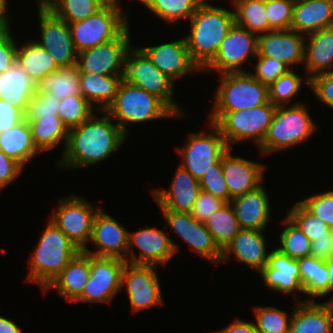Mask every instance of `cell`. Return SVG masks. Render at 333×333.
<instances>
[{
    "instance_id": "cell-56",
    "label": "cell",
    "mask_w": 333,
    "mask_h": 333,
    "mask_svg": "<svg viewBox=\"0 0 333 333\" xmlns=\"http://www.w3.org/2000/svg\"><path fill=\"white\" fill-rule=\"evenodd\" d=\"M25 119V114L8 101L0 99V133L16 126Z\"/></svg>"
},
{
    "instance_id": "cell-28",
    "label": "cell",
    "mask_w": 333,
    "mask_h": 333,
    "mask_svg": "<svg viewBox=\"0 0 333 333\" xmlns=\"http://www.w3.org/2000/svg\"><path fill=\"white\" fill-rule=\"evenodd\" d=\"M333 26V2L326 0H295L290 29L309 35Z\"/></svg>"
},
{
    "instance_id": "cell-60",
    "label": "cell",
    "mask_w": 333,
    "mask_h": 333,
    "mask_svg": "<svg viewBox=\"0 0 333 333\" xmlns=\"http://www.w3.org/2000/svg\"><path fill=\"white\" fill-rule=\"evenodd\" d=\"M8 0H0V30L10 28V15H9V6Z\"/></svg>"
},
{
    "instance_id": "cell-8",
    "label": "cell",
    "mask_w": 333,
    "mask_h": 333,
    "mask_svg": "<svg viewBox=\"0 0 333 333\" xmlns=\"http://www.w3.org/2000/svg\"><path fill=\"white\" fill-rule=\"evenodd\" d=\"M127 13L120 6L105 4L90 17L69 23L77 53L117 38L129 26Z\"/></svg>"
},
{
    "instance_id": "cell-55",
    "label": "cell",
    "mask_w": 333,
    "mask_h": 333,
    "mask_svg": "<svg viewBox=\"0 0 333 333\" xmlns=\"http://www.w3.org/2000/svg\"><path fill=\"white\" fill-rule=\"evenodd\" d=\"M23 166L0 150V192L18 179Z\"/></svg>"
},
{
    "instance_id": "cell-48",
    "label": "cell",
    "mask_w": 333,
    "mask_h": 333,
    "mask_svg": "<svg viewBox=\"0 0 333 333\" xmlns=\"http://www.w3.org/2000/svg\"><path fill=\"white\" fill-rule=\"evenodd\" d=\"M295 0H265V11L271 30H289Z\"/></svg>"
},
{
    "instance_id": "cell-29",
    "label": "cell",
    "mask_w": 333,
    "mask_h": 333,
    "mask_svg": "<svg viewBox=\"0 0 333 333\" xmlns=\"http://www.w3.org/2000/svg\"><path fill=\"white\" fill-rule=\"evenodd\" d=\"M90 277V254L81 250L43 291L56 289L57 294L74 302L83 292Z\"/></svg>"
},
{
    "instance_id": "cell-7",
    "label": "cell",
    "mask_w": 333,
    "mask_h": 333,
    "mask_svg": "<svg viewBox=\"0 0 333 333\" xmlns=\"http://www.w3.org/2000/svg\"><path fill=\"white\" fill-rule=\"evenodd\" d=\"M218 86L211 112L247 110L269 102L268 85L249 71L222 73Z\"/></svg>"
},
{
    "instance_id": "cell-23",
    "label": "cell",
    "mask_w": 333,
    "mask_h": 333,
    "mask_svg": "<svg viewBox=\"0 0 333 333\" xmlns=\"http://www.w3.org/2000/svg\"><path fill=\"white\" fill-rule=\"evenodd\" d=\"M259 274L264 285L272 292L293 295L297 291L305 295L297 259L282 254L276 248L270 251L267 264Z\"/></svg>"
},
{
    "instance_id": "cell-9",
    "label": "cell",
    "mask_w": 333,
    "mask_h": 333,
    "mask_svg": "<svg viewBox=\"0 0 333 333\" xmlns=\"http://www.w3.org/2000/svg\"><path fill=\"white\" fill-rule=\"evenodd\" d=\"M123 79L159 97L178 117L186 115L174 99V81L163 74L139 47L132 45L128 50Z\"/></svg>"
},
{
    "instance_id": "cell-37",
    "label": "cell",
    "mask_w": 333,
    "mask_h": 333,
    "mask_svg": "<svg viewBox=\"0 0 333 333\" xmlns=\"http://www.w3.org/2000/svg\"><path fill=\"white\" fill-rule=\"evenodd\" d=\"M36 87L38 92L50 93L58 100L71 95H81L79 69L77 66L58 68L45 75Z\"/></svg>"
},
{
    "instance_id": "cell-51",
    "label": "cell",
    "mask_w": 333,
    "mask_h": 333,
    "mask_svg": "<svg viewBox=\"0 0 333 333\" xmlns=\"http://www.w3.org/2000/svg\"><path fill=\"white\" fill-rule=\"evenodd\" d=\"M201 190L229 202V191L222 170V158L199 180Z\"/></svg>"
},
{
    "instance_id": "cell-52",
    "label": "cell",
    "mask_w": 333,
    "mask_h": 333,
    "mask_svg": "<svg viewBox=\"0 0 333 333\" xmlns=\"http://www.w3.org/2000/svg\"><path fill=\"white\" fill-rule=\"evenodd\" d=\"M226 202L211 193L201 190L190 211L198 221L205 223L212 214L220 209Z\"/></svg>"
},
{
    "instance_id": "cell-32",
    "label": "cell",
    "mask_w": 333,
    "mask_h": 333,
    "mask_svg": "<svg viewBox=\"0 0 333 333\" xmlns=\"http://www.w3.org/2000/svg\"><path fill=\"white\" fill-rule=\"evenodd\" d=\"M123 77L124 76L80 73L81 95L96 109V111H106L115 100ZM95 104L96 106H94Z\"/></svg>"
},
{
    "instance_id": "cell-63",
    "label": "cell",
    "mask_w": 333,
    "mask_h": 333,
    "mask_svg": "<svg viewBox=\"0 0 333 333\" xmlns=\"http://www.w3.org/2000/svg\"><path fill=\"white\" fill-rule=\"evenodd\" d=\"M36 1H37L38 5H39V4H45V2H46L47 0H36Z\"/></svg>"
},
{
    "instance_id": "cell-31",
    "label": "cell",
    "mask_w": 333,
    "mask_h": 333,
    "mask_svg": "<svg viewBox=\"0 0 333 333\" xmlns=\"http://www.w3.org/2000/svg\"><path fill=\"white\" fill-rule=\"evenodd\" d=\"M36 90V83L17 62L0 74V99L8 101L24 114Z\"/></svg>"
},
{
    "instance_id": "cell-6",
    "label": "cell",
    "mask_w": 333,
    "mask_h": 333,
    "mask_svg": "<svg viewBox=\"0 0 333 333\" xmlns=\"http://www.w3.org/2000/svg\"><path fill=\"white\" fill-rule=\"evenodd\" d=\"M276 108L277 106L269 101L247 110L212 112L208 121L220 130L229 148L249 140L258 148L266 136Z\"/></svg>"
},
{
    "instance_id": "cell-19",
    "label": "cell",
    "mask_w": 333,
    "mask_h": 333,
    "mask_svg": "<svg viewBox=\"0 0 333 333\" xmlns=\"http://www.w3.org/2000/svg\"><path fill=\"white\" fill-rule=\"evenodd\" d=\"M129 231L123 224L119 223L103 209H99L93 220L92 236L89 243L96 247V250H83L86 253L122 259L127 262Z\"/></svg>"
},
{
    "instance_id": "cell-54",
    "label": "cell",
    "mask_w": 333,
    "mask_h": 333,
    "mask_svg": "<svg viewBox=\"0 0 333 333\" xmlns=\"http://www.w3.org/2000/svg\"><path fill=\"white\" fill-rule=\"evenodd\" d=\"M17 40L10 28L0 30V74L16 63Z\"/></svg>"
},
{
    "instance_id": "cell-35",
    "label": "cell",
    "mask_w": 333,
    "mask_h": 333,
    "mask_svg": "<svg viewBox=\"0 0 333 333\" xmlns=\"http://www.w3.org/2000/svg\"><path fill=\"white\" fill-rule=\"evenodd\" d=\"M297 262L305 296H309L306 300L328 296L329 272L325 261L307 256L297 259Z\"/></svg>"
},
{
    "instance_id": "cell-36",
    "label": "cell",
    "mask_w": 333,
    "mask_h": 333,
    "mask_svg": "<svg viewBox=\"0 0 333 333\" xmlns=\"http://www.w3.org/2000/svg\"><path fill=\"white\" fill-rule=\"evenodd\" d=\"M31 127L32 139L35 146L43 154L51 151L63 142V151L65 150L69 130L63 124L59 116L53 118H41L36 121H28Z\"/></svg>"
},
{
    "instance_id": "cell-46",
    "label": "cell",
    "mask_w": 333,
    "mask_h": 333,
    "mask_svg": "<svg viewBox=\"0 0 333 333\" xmlns=\"http://www.w3.org/2000/svg\"><path fill=\"white\" fill-rule=\"evenodd\" d=\"M306 235L310 241L327 237L332 229L320 218L311 214L299 201H297L286 214Z\"/></svg>"
},
{
    "instance_id": "cell-20",
    "label": "cell",
    "mask_w": 333,
    "mask_h": 333,
    "mask_svg": "<svg viewBox=\"0 0 333 333\" xmlns=\"http://www.w3.org/2000/svg\"><path fill=\"white\" fill-rule=\"evenodd\" d=\"M139 48L163 74L173 81L184 78L189 73H202V70L191 59L184 36L173 42Z\"/></svg>"
},
{
    "instance_id": "cell-59",
    "label": "cell",
    "mask_w": 333,
    "mask_h": 333,
    "mask_svg": "<svg viewBox=\"0 0 333 333\" xmlns=\"http://www.w3.org/2000/svg\"><path fill=\"white\" fill-rule=\"evenodd\" d=\"M0 333H23V331L11 319L0 316Z\"/></svg>"
},
{
    "instance_id": "cell-2",
    "label": "cell",
    "mask_w": 333,
    "mask_h": 333,
    "mask_svg": "<svg viewBox=\"0 0 333 333\" xmlns=\"http://www.w3.org/2000/svg\"><path fill=\"white\" fill-rule=\"evenodd\" d=\"M185 36L191 59L203 70L216 56L221 42L235 23L234 10L204 0L192 15Z\"/></svg>"
},
{
    "instance_id": "cell-34",
    "label": "cell",
    "mask_w": 333,
    "mask_h": 333,
    "mask_svg": "<svg viewBox=\"0 0 333 333\" xmlns=\"http://www.w3.org/2000/svg\"><path fill=\"white\" fill-rule=\"evenodd\" d=\"M16 62L36 85L45 75L59 68L51 54L34 39L27 40L22 45L17 42Z\"/></svg>"
},
{
    "instance_id": "cell-12",
    "label": "cell",
    "mask_w": 333,
    "mask_h": 333,
    "mask_svg": "<svg viewBox=\"0 0 333 333\" xmlns=\"http://www.w3.org/2000/svg\"><path fill=\"white\" fill-rule=\"evenodd\" d=\"M130 26L117 38L77 53L79 73L124 76L125 59L132 47Z\"/></svg>"
},
{
    "instance_id": "cell-26",
    "label": "cell",
    "mask_w": 333,
    "mask_h": 333,
    "mask_svg": "<svg viewBox=\"0 0 333 333\" xmlns=\"http://www.w3.org/2000/svg\"><path fill=\"white\" fill-rule=\"evenodd\" d=\"M263 185L230 200L240 229L265 230L271 220L270 199Z\"/></svg>"
},
{
    "instance_id": "cell-62",
    "label": "cell",
    "mask_w": 333,
    "mask_h": 333,
    "mask_svg": "<svg viewBox=\"0 0 333 333\" xmlns=\"http://www.w3.org/2000/svg\"><path fill=\"white\" fill-rule=\"evenodd\" d=\"M105 4H111V5H116V6H120L119 3L121 0H102Z\"/></svg>"
},
{
    "instance_id": "cell-61",
    "label": "cell",
    "mask_w": 333,
    "mask_h": 333,
    "mask_svg": "<svg viewBox=\"0 0 333 333\" xmlns=\"http://www.w3.org/2000/svg\"><path fill=\"white\" fill-rule=\"evenodd\" d=\"M325 263L329 272V279H328V295H329L330 292H333V255L327 260H325ZM325 303L333 305V297L325 301Z\"/></svg>"
},
{
    "instance_id": "cell-38",
    "label": "cell",
    "mask_w": 333,
    "mask_h": 333,
    "mask_svg": "<svg viewBox=\"0 0 333 333\" xmlns=\"http://www.w3.org/2000/svg\"><path fill=\"white\" fill-rule=\"evenodd\" d=\"M235 24L257 35L272 31L265 11V0H230Z\"/></svg>"
},
{
    "instance_id": "cell-24",
    "label": "cell",
    "mask_w": 333,
    "mask_h": 333,
    "mask_svg": "<svg viewBox=\"0 0 333 333\" xmlns=\"http://www.w3.org/2000/svg\"><path fill=\"white\" fill-rule=\"evenodd\" d=\"M200 191L199 180L179 164L169 188H155L151 194L159 210L190 213Z\"/></svg>"
},
{
    "instance_id": "cell-22",
    "label": "cell",
    "mask_w": 333,
    "mask_h": 333,
    "mask_svg": "<svg viewBox=\"0 0 333 333\" xmlns=\"http://www.w3.org/2000/svg\"><path fill=\"white\" fill-rule=\"evenodd\" d=\"M306 36L294 30H272L258 35L257 56L275 58L290 69L304 64Z\"/></svg>"
},
{
    "instance_id": "cell-30",
    "label": "cell",
    "mask_w": 333,
    "mask_h": 333,
    "mask_svg": "<svg viewBox=\"0 0 333 333\" xmlns=\"http://www.w3.org/2000/svg\"><path fill=\"white\" fill-rule=\"evenodd\" d=\"M304 65L308 79L333 71V26L307 35Z\"/></svg>"
},
{
    "instance_id": "cell-39",
    "label": "cell",
    "mask_w": 333,
    "mask_h": 333,
    "mask_svg": "<svg viewBox=\"0 0 333 333\" xmlns=\"http://www.w3.org/2000/svg\"><path fill=\"white\" fill-rule=\"evenodd\" d=\"M162 21L177 24L182 19L190 20L204 0H137Z\"/></svg>"
},
{
    "instance_id": "cell-49",
    "label": "cell",
    "mask_w": 333,
    "mask_h": 333,
    "mask_svg": "<svg viewBox=\"0 0 333 333\" xmlns=\"http://www.w3.org/2000/svg\"><path fill=\"white\" fill-rule=\"evenodd\" d=\"M299 202L333 229V190L313 194Z\"/></svg>"
},
{
    "instance_id": "cell-16",
    "label": "cell",
    "mask_w": 333,
    "mask_h": 333,
    "mask_svg": "<svg viewBox=\"0 0 333 333\" xmlns=\"http://www.w3.org/2000/svg\"><path fill=\"white\" fill-rule=\"evenodd\" d=\"M155 265L133 264L125 261L121 289L126 286L132 312L163 305L161 285Z\"/></svg>"
},
{
    "instance_id": "cell-47",
    "label": "cell",
    "mask_w": 333,
    "mask_h": 333,
    "mask_svg": "<svg viewBox=\"0 0 333 333\" xmlns=\"http://www.w3.org/2000/svg\"><path fill=\"white\" fill-rule=\"evenodd\" d=\"M58 113V98L50 93L38 92L36 90L28 103L25 119L27 121H36L41 118H53V116H58Z\"/></svg>"
},
{
    "instance_id": "cell-43",
    "label": "cell",
    "mask_w": 333,
    "mask_h": 333,
    "mask_svg": "<svg viewBox=\"0 0 333 333\" xmlns=\"http://www.w3.org/2000/svg\"><path fill=\"white\" fill-rule=\"evenodd\" d=\"M304 79L290 69L268 86L269 101L275 106L289 105L290 100L297 96L304 85L303 82L309 87L310 80L307 77Z\"/></svg>"
},
{
    "instance_id": "cell-58",
    "label": "cell",
    "mask_w": 333,
    "mask_h": 333,
    "mask_svg": "<svg viewBox=\"0 0 333 333\" xmlns=\"http://www.w3.org/2000/svg\"><path fill=\"white\" fill-rule=\"evenodd\" d=\"M214 333H259V332L256 330L254 321L249 322L239 318H235L231 323L228 324V326L221 328L218 331H214Z\"/></svg>"
},
{
    "instance_id": "cell-4",
    "label": "cell",
    "mask_w": 333,
    "mask_h": 333,
    "mask_svg": "<svg viewBox=\"0 0 333 333\" xmlns=\"http://www.w3.org/2000/svg\"><path fill=\"white\" fill-rule=\"evenodd\" d=\"M288 106H277L266 136L258 147L260 155L268 156L301 145L317 130L307 105L296 102Z\"/></svg>"
},
{
    "instance_id": "cell-18",
    "label": "cell",
    "mask_w": 333,
    "mask_h": 333,
    "mask_svg": "<svg viewBox=\"0 0 333 333\" xmlns=\"http://www.w3.org/2000/svg\"><path fill=\"white\" fill-rule=\"evenodd\" d=\"M170 229L187 243L190 249L212 264L221 262L222 250L215 243L206 224L196 220L190 213L160 210Z\"/></svg>"
},
{
    "instance_id": "cell-50",
    "label": "cell",
    "mask_w": 333,
    "mask_h": 333,
    "mask_svg": "<svg viewBox=\"0 0 333 333\" xmlns=\"http://www.w3.org/2000/svg\"><path fill=\"white\" fill-rule=\"evenodd\" d=\"M255 71L249 73L263 84L270 85L280 76L286 74L290 68L283 62L266 56H257Z\"/></svg>"
},
{
    "instance_id": "cell-45",
    "label": "cell",
    "mask_w": 333,
    "mask_h": 333,
    "mask_svg": "<svg viewBox=\"0 0 333 333\" xmlns=\"http://www.w3.org/2000/svg\"><path fill=\"white\" fill-rule=\"evenodd\" d=\"M94 110L82 95H71L59 100L58 116L69 130L85 122Z\"/></svg>"
},
{
    "instance_id": "cell-3",
    "label": "cell",
    "mask_w": 333,
    "mask_h": 333,
    "mask_svg": "<svg viewBox=\"0 0 333 333\" xmlns=\"http://www.w3.org/2000/svg\"><path fill=\"white\" fill-rule=\"evenodd\" d=\"M37 248L29 253V273L25 279L44 291L63 268L81 251L51 220L43 230Z\"/></svg>"
},
{
    "instance_id": "cell-15",
    "label": "cell",
    "mask_w": 333,
    "mask_h": 333,
    "mask_svg": "<svg viewBox=\"0 0 333 333\" xmlns=\"http://www.w3.org/2000/svg\"><path fill=\"white\" fill-rule=\"evenodd\" d=\"M40 40H34L54 58L59 68L73 67L77 64V51L73 45L67 22L56 16L44 4L37 7Z\"/></svg>"
},
{
    "instance_id": "cell-13",
    "label": "cell",
    "mask_w": 333,
    "mask_h": 333,
    "mask_svg": "<svg viewBox=\"0 0 333 333\" xmlns=\"http://www.w3.org/2000/svg\"><path fill=\"white\" fill-rule=\"evenodd\" d=\"M125 261L90 254V277L82 294L73 302L111 303L121 292Z\"/></svg>"
},
{
    "instance_id": "cell-53",
    "label": "cell",
    "mask_w": 333,
    "mask_h": 333,
    "mask_svg": "<svg viewBox=\"0 0 333 333\" xmlns=\"http://www.w3.org/2000/svg\"><path fill=\"white\" fill-rule=\"evenodd\" d=\"M309 88L321 103L333 109V71L313 76Z\"/></svg>"
},
{
    "instance_id": "cell-33",
    "label": "cell",
    "mask_w": 333,
    "mask_h": 333,
    "mask_svg": "<svg viewBox=\"0 0 333 333\" xmlns=\"http://www.w3.org/2000/svg\"><path fill=\"white\" fill-rule=\"evenodd\" d=\"M0 150L24 168L41 153L33 142L31 127L26 119L0 133Z\"/></svg>"
},
{
    "instance_id": "cell-42",
    "label": "cell",
    "mask_w": 333,
    "mask_h": 333,
    "mask_svg": "<svg viewBox=\"0 0 333 333\" xmlns=\"http://www.w3.org/2000/svg\"><path fill=\"white\" fill-rule=\"evenodd\" d=\"M283 230L280 232V245L276 247L282 254L299 259L310 256L311 241L300 228L286 215L283 218Z\"/></svg>"
},
{
    "instance_id": "cell-1",
    "label": "cell",
    "mask_w": 333,
    "mask_h": 333,
    "mask_svg": "<svg viewBox=\"0 0 333 333\" xmlns=\"http://www.w3.org/2000/svg\"><path fill=\"white\" fill-rule=\"evenodd\" d=\"M104 115L98 118L97 113ZM106 111L94 112L81 125L69 129L58 168L79 169L91 167L113 155L127 139L121 128Z\"/></svg>"
},
{
    "instance_id": "cell-44",
    "label": "cell",
    "mask_w": 333,
    "mask_h": 333,
    "mask_svg": "<svg viewBox=\"0 0 333 333\" xmlns=\"http://www.w3.org/2000/svg\"><path fill=\"white\" fill-rule=\"evenodd\" d=\"M255 327L259 333H288L292 314L272 306H254Z\"/></svg>"
},
{
    "instance_id": "cell-11",
    "label": "cell",
    "mask_w": 333,
    "mask_h": 333,
    "mask_svg": "<svg viewBox=\"0 0 333 333\" xmlns=\"http://www.w3.org/2000/svg\"><path fill=\"white\" fill-rule=\"evenodd\" d=\"M51 221L81 250L91 240L93 220L100 207L93 206L83 196L71 194L61 197ZM87 245V246H86Z\"/></svg>"
},
{
    "instance_id": "cell-40",
    "label": "cell",
    "mask_w": 333,
    "mask_h": 333,
    "mask_svg": "<svg viewBox=\"0 0 333 333\" xmlns=\"http://www.w3.org/2000/svg\"><path fill=\"white\" fill-rule=\"evenodd\" d=\"M217 246L223 250L239 232L240 227L230 202L215 211L205 222Z\"/></svg>"
},
{
    "instance_id": "cell-17",
    "label": "cell",
    "mask_w": 333,
    "mask_h": 333,
    "mask_svg": "<svg viewBox=\"0 0 333 333\" xmlns=\"http://www.w3.org/2000/svg\"><path fill=\"white\" fill-rule=\"evenodd\" d=\"M139 249V256L134 252ZM179 249L168 235L156 227L129 231L127 262L144 265H165Z\"/></svg>"
},
{
    "instance_id": "cell-5",
    "label": "cell",
    "mask_w": 333,
    "mask_h": 333,
    "mask_svg": "<svg viewBox=\"0 0 333 333\" xmlns=\"http://www.w3.org/2000/svg\"><path fill=\"white\" fill-rule=\"evenodd\" d=\"M106 112L115 120L126 136H128V123L140 124L150 120L181 118L159 97L124 79L119 85L115 100L106 109Z\"/></svg>"
},
{
    "instance_id": "cell-41",
    "label": "cell",
    "mask_w": 333,
    "mask_h": 333,
    "mask_svg": "<svg viewBox=\"0 0 333 333\" xmlns=\"http://www.w3.org/2000/svg\"><path fill=\"white\" fill-rule=\"evenodd\" d=\"M44 5L69 24L90 17L105 3L102 0H47Z\"/></svg>"
},
{
    "instance_id": "cell-10",
    "label": "cell",
    "mask_w": 333,
    "mask_h": 333,
    "mask_svg": "<svg viewBox=\"0 0 333 333\" xmlns=\"http://www.w3.org/2000/svg\"><path fill=\"white\" fill-rule=\"evenodd\" d=\"M207 123V131L204 129L198 133H187L186 144L183 148H177V153L182 156L179 164L198 180L212 169V165L229 149L220 130L213 123ZM209 130L211 131L208 132Z\"/></svg>"
},
{
    "instance_id": "cell-14",
    "label": "cell",
    "mask_w": 333,
    "mask_h": 333,
    "mask_svg": "<svg viewBox=\"0 0 333 333\" xmlns=\"http://www.w3.org/2000/svg\"><path fill=\"white\" fill-rule=\"evenodd\" d=\"M258 35L249 32L235 23L228 30L221 42L214 59L202 70L209 73L212 70L218 74L227 72H246L242 66L257 56Z\"/></svg>"
},
{
    "instance_id": "cell-21",
    "label": "cell",
    "mask_w": 333,
    "mask_h": 333,
    "mask_svg": "<svg viewBox=\"0 0 333 333\" xmlns=\"http://www.w3.org/2000/svg\"><path fill=\"white\" fill-rule=\"evenodd\" d=\"M229 148L222 156V170L229 191V202L232 198L257 189L263 184L265 164L232 155Z\"/></svg>"
},
{
    "instance_id": "cell-27",
    "label": "cell",
    "mask_w": 333,
    "mask_h": 333,
    "mask_svg": "<svg viewBox=\"0 0 333 333\" xmlns=\"http://www.w3.org/2000/svg\"><path fill=\"white\" fill-rule=\"evenodd\" d=\"M288 333H333V305L297 299Z\"/></svg>"
},
{
    "instance_id": "cell-25",
    "label": "cell",
    "mask_w": 333,
    "mask_h": 333,
    "mask_svg": "<svg viewBox=\"0 0 333 333\" xmlns=\"http://www.w3.org/2000/svg\"><path fill=\"white\" fill-rule=\"evenodd\" d=\"M265 230L240 229L222 250L221 262H228L231 255L258 273L266 264L270 254L267 250Z\"/></svg>"
},
{
    "instance_id": "cell-57",
    "label": "cell",
    "mask_w": 333,
    "mask_h": 333,
    "mask_svg": "<svg viewBox=\"0 0 333 333\" xmlns=\"http://www.w3.org/2000/svg\"><path fill=\"white\" fill-rule=\"evenodd\" d=\"M333 255V229L327 233V237L317 238L311 241L310 256L327 260Z\"/></svg>"
}]
</instances>
